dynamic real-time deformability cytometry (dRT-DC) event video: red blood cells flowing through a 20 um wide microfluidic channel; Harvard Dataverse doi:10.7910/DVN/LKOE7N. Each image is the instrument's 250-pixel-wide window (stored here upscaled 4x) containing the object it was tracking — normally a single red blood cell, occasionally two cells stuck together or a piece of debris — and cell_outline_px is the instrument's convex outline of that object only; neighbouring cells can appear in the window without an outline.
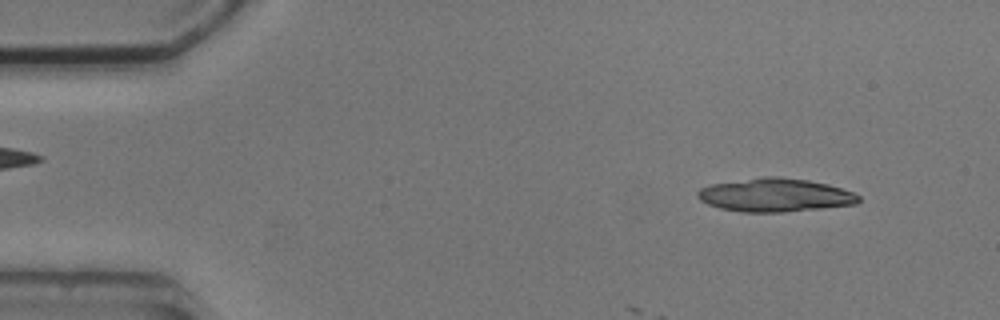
{"species": "common noctule bat (a hibernating species)", "species_latin": "Nyctalus noctula", "temperature_condition": "cold", "stored_images_in_passage": 4, "segment_of_instrument_passage": [1, 2], "camera_frame_rate_fps": 3000, "um_per_image_px": 0.085, "animal": {"sex": "male", "body_mass_g": 20.5, "forearm_length_mm": 52.5}, "frame": {"image": 1, "passage_image": 1, "time_ms": 0.0, "image_size_px": [1000, 320], "cell_outline_px": [[860, 200], [856, 204], [784, 212], [740, 212], [720, 208], [708, 204], [700, 200], [696, 196], [696, 192], [700, 188], [712, 184], [764, 176], [780, 176], [808, 180], [828, 184], [852, 192], [860, 196]], "centroid_in_image_um": [65.86, 16.58], "position_along_channel_um": 19.1, "area_um2": 31.33}}